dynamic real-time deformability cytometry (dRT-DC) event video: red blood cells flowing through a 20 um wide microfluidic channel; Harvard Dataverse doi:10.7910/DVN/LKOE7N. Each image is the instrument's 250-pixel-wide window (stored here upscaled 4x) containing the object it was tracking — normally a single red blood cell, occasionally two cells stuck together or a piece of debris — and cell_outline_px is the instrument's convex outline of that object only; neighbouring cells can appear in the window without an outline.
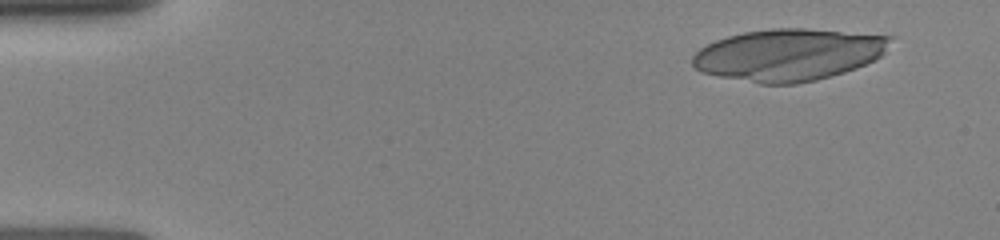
{"species": "human", "species_latin": "Homo sapiens", "temperature_condition": "room temperature", "stored_images_in_passage": 49, "camera_frame_rate_fps": 3000, "um_per_image_px": 0.085, "donor": {"sex": "female"}, "frame": {"image": 1, "passage_image": 3, "time_ms": 0.667, "image_size_px": [1000, 240], "cell_outline_px": [[896, 36], [884, 52], [876, 60], [856, 68], [844, 72], [816, 80], [796, 84], [760, 84], [720, 76], [704, 72], [696, 68], [692, 64], [692, 56], [700, 48], [716, 40], [728, 36], [744, 32], [772, 28], [804, 28]], "centroid_in_image_um": [67.07, 4.65], "position_along_channel_um": 17.9, "area_um2": 59.94}}